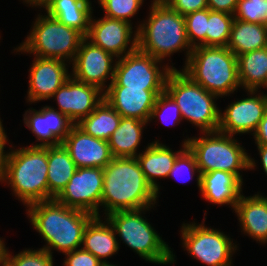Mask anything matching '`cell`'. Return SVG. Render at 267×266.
<instances>
[{
  "label": "cell",
  "mask_w": 267,
  "mask_h": 266,
  "mask_svg": "<svg viewBox=\"0 0 267 266\" xmlns=\"http://www.w3.org/2000/svg\"><path fill=\"white\" fill-rule=\"evenodd\" d=\"M33 228L45 241L41 248L53 255V250L69 253L81 248L83 234L95 217L83 210L67 207L56 199L37 202L26 207Z\"/></svg>",
  "instance_id": "6da1fadb"
},
{
  "label": "cell",
  "mask_w": 267,
  "mask_h": 266,
  "mask_svg": "<svg viewBox=\"0 0 267 266\" xmlns=\"http://www.w3.org/2000/svg\"><path fill=\"white\" fill-rule=\"evenodd\" d=\"M101 207L104 215L119 210L156 207V191L148 183L137 158L114 157L103 168Z\"/></svg>",
  "instance_id": "7a4b0ae2"
},
{
  "label": "cell",
  "mask_w": 267,
  "mask_h": 266,
  "mask_svg": "<svg viewBox=\"0 0 267 266\" xmlns=\"http://www.w3.org/2000/svg\"><path fill=\"white\" fill-rule=\"evenodd\" d=\"M0 183H6L16 199L26 207L48 200V146L15 149L9 144Z\"/></svg>",
  "instance_id": "3957f363"
},
{
  "label": "cell",
  "mask_w": 267,
  "mask_h": 266,
  "mask_svg": "<svg viewBox=\"0 0 267 266\" xmlns=\"http://www.w3.org/2000/svg\"><path fill=\"white\" fill-rule=\"evenodd\" d=\"M147 20L139 21L137 29V48L152 57L165 61L174 53H185V64L193 48L188 42L183 15L168 5L149 6ZM166 58V59H165Z\"/></svg>",
  "instance_id": "277c9868"
},
{
  "label": "cell",
  "mask_w": 267,
  "mask_h": 266,
  "mask_svg": "<svg viewBox=\"0 0 267 266\" xmlns=\"http://www.w3.org/2000/svg\"><path fill=\"white\" fill-rule=\"evenodd\" d=\"M182 67L181 71L193 82L219 98L231 96L241 88L237 56L227 47H194Z\"/></svg>",
  "instance_id": "5b68a950"
},
{
  "label": "cell",
  "mask_w": 267,
  "mask_h": 266,
  "mask_svg": "<svg viewBox=\"0 0 267 266\" xmlns=\"http://www.w3.org/2000/svg\"><path fill=\"white\" fill-rule=\"evenodd\" d=\"M152 208L119 210L103 218L109 221L117 237H120L118 244L123 241L125 246L127 245L146 262L158 265L174 264L176 257L171 247L143 216Z\"/></svg>",
  "instance_id": "8992f818"
},
{
  "label": "cell",
  "mask_w": 267,
  "mask_h": 266,
  "mask_svg": "<svg viewBox=\"0 0 267 266\" xmlns=\"http://www.w3.org/2000/svg\"><path fill=\"white\" fill-rule=\"evenodd\" d=\"M238 141L233 135L214 131L202 132L199 137H186L182 142L194 153L201 174L214 170L226 171L244 183L242 170H254L258 162L248 155Z\"/></svg>",
  "instance_id": "52a82bcc"
},
{
  "label": "cell",
  "mask_w": 267,
  "mask_h": 266,
  "mask_svg": "<svg viewBox=\"0 0 267 266\" xmlns=\"http://www.w3.org/2000/svg\"><path fill=\"white\" fill-rule=\"evenodd\" d=\"M46 14V15H45ZM25 40L14 49L16 53L59 59L72 64L85 36L59 22L47 13H39Z\"/></svg>",
  "instance_id": "ba28073f"
},
{
  "label": "cell",
  "mask_w": 267,
  "mask_h": 266,
  "mask_svg": "<svg viewBox=\"0 0 267 266\" xmlns=\"http://www.w3.org/2000/svg\"><path fill=\"white\" fill-rule=\"evenodd\" d=\"M165 91L178 105L183 120L199 128L202 132L218 131L220 109L219 98L193 82L181 69H173L166 80Z\"/></svg>",
  "instance_id": "9c48e42d"
},
{
  "label": "cell",
  "mask_w": 267,
  "mask_h": 266,
  "mask_svg": "<svg viewBox=\"0 0 267 266\" xmlns=\"http://www.w3.org/2000/svg\"><path fill=\"white\" fill-rule=\"evenodd\" d=\"M207 213L201 224L195 221L181 226L182 247L193 259L207 266H233V255L238 244L220 229L205 226Z\"/></svg>",
  "instance_id": "30bf717a"
},
{
  "label": "cell",
  "mask_w": 267,
  "mask_h": 266,
  "mask_svg": "<svg viewBox=\"0 0 267 266\" xmlns=\"http://www.w3.org/2000/svg\"><path fill=\"white\" fill-rule=\"evenodd\" d=\"M138 48L117 59L114 78L109 86H127L145 90H165L169 73L176 69L173 63L163 64ZM163 64V65H162ZM160 65V66H159Z\"/></svg>",
  "instance_id": "8fae6325"
},
{
  "label": "cell",
  "mask_w": 267,
  "mask_h": 266,
  "mask_svg": "<svg viewBox=\"0 0 267 266\" xmlns=\"http://www.w3.org/2000/svg\"><path fill=\"white\" fill-rule=\"evenodd\" d=\"M103 182V168H77L66 187L55 199L67 207L102 217L99 214V207H101Z\"/></svg>",
  "instance_id": "7c38bea8"
},
{
  "label": "cell",
  "mask_w": 267,
  "mask_h": 266,
  "mask_svg": "<svg viewBox=\"0 0 267 266\" xmlns=\"http://www.w3.org/2000/svg\"><path fill=\"white\" fill-rule=\"evenodd\" d=\"M116 63L115 56L85 37L72 62L71 76L79 82L96 86L105 92L109 87L107 81H113Z\"/></svg>",
  "instance_id": "4fadbf2b"
},
{
  "label": "cell",
  "mask_w": 267,
  "mask_h": 266,
  "mask_svg": "<svg viewBox=\"0 0 267 266\" xmlns=\"http://www.w3.org/2000/svg\"><path fill=\"white\" fill-rule=\"evenodd\" d=\"M246 98L231 101L223 110H220L218 131L227 135L251 134L258 127L259 122L267 111V94L248 90Z\"/></svg>",
  "instance_id": "5bb4252c"
},
{
  "label": "cell",
  "mask_w": 267,
  "mask_h": 266,
  "mask_svg": "<svg viewBox=\"0 0 267 266\" xmlns=\"http://www.w3.org/2000/svg\"><path fill=\"white\" fill-rule=\"evenodd\" d=\"M133 24L109 17L90 20L86 38L117 59L137 49V29Z\"/></svg>",
  "instance_id": "9a60e30c"
},
{
  "label": "cell",
  "mask_w": 267,
  "mask_h": 266,
  "mask_svg": "<svg viewBox=\"0 0 267 266\" xmlns=\"http://www.w3.org/2000/svg\"><path fill=\"white\" fill-rule=\"evenodd\" d=\"M57 102V109L74 124L88 116L104 99V92L98 87L75 80L72 76L60 86L51 99Z\"/></svg>",
  "instance_id": "2e32d148"
},
{
  "label": "cell",
  "mask_w": 267,
  "mask_h": 266,
  "mask_svg": "<svg viewBox=\"0 0 267 266\" xmlns=\"http://www.w3.org/2000/svg\"><path fill=\"white\" fill-rule=\"evenodd\" d=\"M29 69L27 103L50 100L55 91L70 77L67 62L59 59L33 56Z\"/></svg>",
  "instance_id": "e0dca14e"
},
{
  "label": "cell",
  "mask_w": 267,
  "mask_h": 266,
  "mask_svg": "<svg viewBox=\"0 0 267 266\" xmlns=\"http://www.w3.org/2000/svg\"><path fill=\"white\" fill-rule=\"evenodd\" d=\"M24 126L36 137L40 143L29 146H56L60 145L74 123L54 107L45 105L39 110L29 108L23 115Z\"/></svg>",
  "instance_id": "ac0fdd59"
},
{
  "label": "cell",
  "mask_w": 267,
  "mask_h": 266,
  "mask_svg": "<svg viewBox=\"0 0 267 266\" xmlns=\"http://www.w3.org/2000/svg\"><path fill=\"white\" fill-rule=\"evenodd\" d=\"M61 144L69 152L77 168H105L114 158L108 141L90 136L76 124L72 126Z\"/></svg>",
  "instance_id": "d6986e66"
},
{
  "label": "cell",
  "mask_w": 267,
  "mask_h": 266,
  "mask_svg": "<svg viewBox=\"0 0 267 266\" xmlns=\"http://www.w3.org/2000/svg\"><path fill=\"white\" fill-rule=\"evenodd\" d=\"M165 90H145L127 86H109L104 99L121 117L148 122L157 96Z\"/></svg>",
  "instance_id": "ffe728a7"
},
{
  "label": "cell",
  "mask_w": 267,
  "mask_h": 266,
  "mask_svg": "<svg viewBox=\"0 0 267 266\" xmlns=\"http://www.w3.org/2000/svg\"><path fill=\"white\" fill-rule=\"evenodd\" d=\"M234 213L240 230L261 245L267 243V196L262 193L244 196L242 193Z\"/></svg>",
  "instance_id": "44dd1931"
},
{
  "label": "cell",
  "mask_w": 267,
  "mask_h": 266,
  "mask_svg": "<svg viewBox=\"0 0 267 266\" xmlns=\"http://www.w3.org/2000/svg\"><path fill=\"white\" fill-rule=\"evenodd\" d=\"M244 185L234 174L214 170L201 174L200 193L205 201L215 205H226L235 209Z\"/></svg>",
  "instance_id": "7402d4cb"
},
{
  "label": "cell",
  "mask_w": 267,
  "mask_h": 266,
  "mask_svg": "<svg viewBox=\"0 0 267 266\" xmlns=\"http://www.w3.org/2000/svg\"><path fill=\"white\" fill-rule=\"evenodd\" d=\"M181 146L180 150L174 152V150L157 139L148 143L144 150L139 152L140 154L136 157L146 180L156 191L157 197L160 194L158 178H168L175 159L187 144L182 142Z\"/></svg>",
  "instance_id": "603a6c76"
},
{
  "label": "cell",
  "mask_w": 267,
  "mask_h": 266,
  "mask_svg": "<svg viewBox=\"0 0 267 266\" xmlns=\"http://www.w3.org/2000/svg\"><path fill=\"white\" fill-rule=\"evenodd\" d=\"M95 216L86 226L83 234L82 248L101 262L117 254L120 249L118 237L113 226L104 218Z\"/></svg>",
  "instance_id": "cb8c5ba5"
},
{
  "label": "cell",
  "mask_w": 267,
  "mask_h": 266,
  "mask_svg": "<svg viewBox=\"0 0 267 266\" xmlns=\"http://www.w3.org/2000/svg\"><path fill=\"white\" fill-rule=\"evenodd\" d=\"M92 8L90 0H51L43 9L48 15L86 37L94 11Z\"/></svg>",
  "instance_id": "d4e9b609"
},
{
  "label": "cell",
  "mask_w": 267,
  "mask_h": 266,
  "mask_svg": "<svg viewBox=\"0 0 267 266\" xmlns=\"http://www.w3.org/2000/svg\"><path fill=\"white\" fill-rule=\"evenodd\" d=\"M146 124L148 122L137 118L122 117L118 128L108 140L113 157H137Z\"/></svg>",
  "instance_id": "484cf974"
},
{
  "label": "cell",
  "mask_w": 267,
  "mask_h": 266,
  "mask_svg": "<svg viewBox=\"0 0 267 266\" xmlns=\"http://www.w3.org/2000/svg\"><path fill=\"white\" fill-rule=\"evenodd\" d=\"M76 170V164L62 144L48 146V200L61 193Z\"/></svg>",
  "instance_id": "4316f807"
},
{
  "label": "cell",
  "mask_w": 267,
  "mask_h": 266,
  "mask_svg": "<svg viewBox=\"0 0 267 266\" xmlns=\"http://www.w3.org/2000/svg\"><path fill=\"white\" fill-rule=\"evenodd\" d=\"M237 66L241 89L267 88V47L238 55Z\"/></svg>",
  "instance_id": "83f0119b"
},
{
  "label": "cell",
  "mask_w": 267,
  "mask_h": 266,
  "mask_svg": "<svg viewBox=\"0 0 267 266\" xmlns=\"http://www.w3.org/2000/svg\"><path fill=\"white\" fill-rule=\"evenodd\" d=\"M226 47L236 56L267 47L266 24L251 23L234 18Z\"/></svg>",
  "instance_id": "f1b7e54d"
},
{
  "label": "cell",
  "mask_w": 267,
  "mask_h": 266,
  "mask_svg": "<svg viewBox=\"0 0 267 266\" xmlns=\"http://www.w3.org/2000/svg\"><path fill=\"white\" fill-rule=\"evenodd\" d=\"M121 118V115L103 99L93 112L76 125L90 136L108 141L118 128Z\"/></svg>",
  "instance_id": "f546056e"
},
{
  "label": "cell",
  "mask_w": 267,
  "mask_h": 266,
  "mask_svg": "<svg viewBox=\"0 0 267 266\" xmlns=\"http://www.w3.org/2000/svg\"><path fill=\"white\" fill-rule=\"evenodd\" d=\"M234 15L209 9L206 46L226 47L230 39Z\"/></svg>",
  "instance_id": "4dcf8cb0"
},
{
  "label": "cell",
  "mask_w": 267,
  "mask_h": 266,
  "mask_svg": "<svg viewBox=\"0 0 267 266\" xmlns=\"http://www.w3.org/2000/svg\"><path fill=\"white\" fill-rule=\"evenodd\" d=\"M197 174V176H196ZM196 176L197 187L201 188V173L198 169L197 161L194 153L186 146L175 159L172 169L168 174L169 177H174L180 182H187Z\"/></svg>",
  "instance_id": "1f68e13d"
},
{
  "label": "cell",
  "mask_w": 267,
  "mask_h": 266,
  "mask_svg": "<svg viewBox=\"0 0 267 266\" xmlns=\"http://www.w3.org/2000/svg\"><path fill=\"white\" fill-rule=\"evenodd\" d=\"M53 255L43 248H26L18 254L13 255L8 248L4 252L5 266H53Z\"/></svg>",
  "instance_id": "d6a6232c"
},
{
  "label": "cell",
  "mask_w": 267,
  "mask_h": 266,
  "mask_svg": "<svg viewBox=\"0 0 267 266\" xmlns=\"http://www.w3.org/2000/svg\"><path fill=\"white\" fill-rule=\"evenodd\" d=\"M156 118L162 124L165 123L168 126H175L180 124V121H183L178 105L166 91L157 96L148 123H151Z\"/></svg>",
  "instance_id": "836d02e7"
},
{
  "label": "cell",
  "mask_w": 267,
  "mask_h": 266,
  "mask_svg": "<svg viewBox=\"0 0 267 266\" xmlns=\"http://www.w3.org/2000/svg\"><path fill=\"white\" fill-rule=\"evenodd\" d=\"M209 8L188 13L184 16L186 35L192 48L206 46V31Z\"/></svg>",
  "instance_id": "e575fe53"
},
{
  "label": "cell",
  "mask_w": 267,
  "mask_h": 266,
  "mask_svg": "<svg viewBox=\"0 0 267 266\" xmlns=\"http://www.w3.org/2000/svg\"><path fill=\"white\" fill-rule=\"evenodd\" d=\"M106 17L120 19L131 24V18L138 14L144 0H97Z\"/></svg>",
  "instance_id": "d590c367"
},
{
  "label": "cell",
  "mask_w": 267,
  "mask_h": 266,
  "mask_svg": "<svg viewBox=\"0 0 267 266\" xmlns=\"http://www.w3.org/2000/svg\"><path fill=\"white\" fill-rule=\"evenodd\" d=\"M234 18L251 23H267V0H239Z\"/></svg>",
  "instance_id": "8d00e7d4"
},
{
  "label": "cell",
  "mask_w": 267,
  "mask_h": 266,
  "mask_svg": "<svg viewBox=\"0 0 267 266\" xmlns=\"http://www.w3.org/2000/svg\"><path fill=\"white\" fill-rule=\"evenodd\" d=\"M64 266H99L101 261L82 247L64 254Z\"/></svg>",
  "instance_id": "74e56055"
},
{
  "label": "cell",
  "mask_w": 267,
  "mask_h": 266,
  "mask_svg": "<svg viewBox=\"0 0 267 266\" xmlns=\"http://www.w3.org/2000/svg\"><path fill=\"white\" fill-rule=\"evenodd\" d=\"M168 6L180 15L208 8L207 0H171Z\"/></svg>",
  "instance_id": "f35d334b"
},
{
  "label": "cell",
  "mask_w": 267,
  "mask_h": 266,
  "mask_svg": "<svg viewBox=\"0 0 267 266\" xmlns=\"http://www.w3.org/2000/svg\"><path fill=\"white\" fill-rule=\"evenodd\" d=\"M239 0H207L208 8L215 12L234 15Z\"/></svg>",
  "instance_id": "ab89813d"
},
{
  "label": "cell",
  "mask_w": 267,
  "mask_h": 266,
  "mask_svg": "<svg viewBox=\"0 0 267 266\" xmlns=\"http://www.w3.org/2000/svg\"><path fill=\"white\" fill-rule=\"evenodd\" d=\"M256 145L267 146V111L258 124L256 131L252 134Z\"/></svg>",
  "instance_id": "60d3db41"
},
{
  "label": "cell",
  "mask_w": 267,
  "mask_h": 266,
  "mask_svg": "<svg viewBox=\"0 0 267 266\" xmlns=\"http://www.w3.org/2000/svg\"><path fill=\"white\" fill-rule=\"evenodd\" d=\"M5 132L3 124L0 125V179L3 174L7 152L4 150L6 148L7 143L9 142V138Z\"/></svg>",
  "instance_id": "b9f144b4"
},
{
  "label": "cell",
  "mask_w": 267,
  "mask_h": 266,
  "mask_svg": "<svg viewBox=\"0 0 267 266\" xmlns=\"http://www.w3.org/2000/svg\"><path fill=\"white\" fill-rule=\"evenodd\" d=\"M258 155H260V163L263 167V171L265 175L267 176V146L265 145H256Z\"/></svg>",
  "instance_id": "7bdbcfd3"
},
{
  "label": "cell",
  "mask_w": 267,
  "mask_h": 266,
  "mask_svg": "<svg viewBox=\"0 0 267 266\" xmlns=\"http://www.w3.org/2000/svg\"><path fill=\"white\" fill-rule=\"evenodd\" d=\"M51 0H25L23 3L27 4L29 7H36L43 9Z\"/></svg>",
  "instance_id": "ee69618b"
},
{
  "label": "cell",
  "mask_w": 267,
  "mask_h": 266,
  "mask_svg": "<svg viewBox=\"0 0 267 266\" xmlns=\"http://www.w3.org/2000/svg\"><path fill=\"white\" fill-rule=\"evenodd\" d=\"M5 242L3 240V238H0V266L3 265V262H4V252H5V249H6V246H5Z\"/></svg>",
  "instance_id": "f6af8a7d"
},
{
  "label": "cell",
  "mask_w": 267,
  "mask_h": 266,
  "mask_svg": "<svg viewBox=\"0 0 267 266\" xmlns=\"http://www.w3.org/2000/svg\"><path fill=\"white\" fill-rule=\"evenodd\" d=\"M152 4H156V5H168L171 0H152L151 1Z\"/></svg>",
  "instance_id": "bcb514c9"
},
{
  "label": "cell",
  "mask_w": 267,
  "mask_h": 266,
  "mask_svg": "<svg viewBox=\"0 0 267 266\" xmlns=\"http://www.w3.org/2000/svg\"><path fill=\"white\" fill-rule=\"evenodd\" d=\"M99 266H117L116 264H111L110 262H101Z\"/></svg>",
  "instance_id": "7dc6e473"
}]
</instances>
